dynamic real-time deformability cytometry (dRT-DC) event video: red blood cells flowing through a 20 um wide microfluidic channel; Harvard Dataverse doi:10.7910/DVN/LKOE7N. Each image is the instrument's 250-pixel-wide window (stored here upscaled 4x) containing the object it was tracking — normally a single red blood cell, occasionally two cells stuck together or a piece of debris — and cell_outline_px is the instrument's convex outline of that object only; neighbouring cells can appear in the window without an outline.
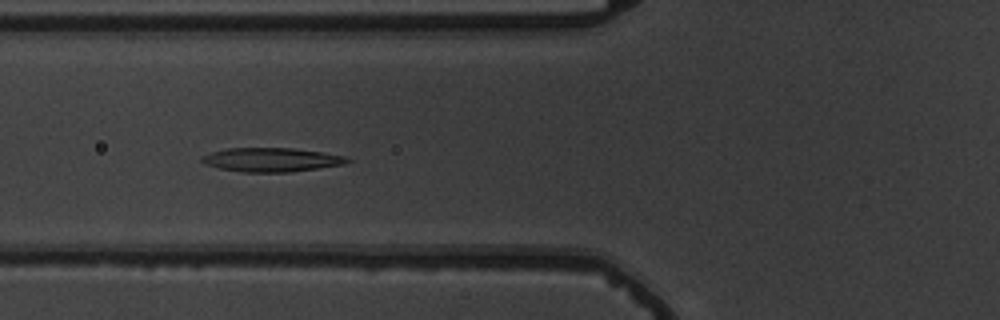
{"species": "common noctule bat (a hibernating species)", "species_latin": "Nyctalus noctula", "temperature_condition": "warm", "stored_images_in_passage": 9, "camera_frame_rate_fps": 3000, "um_per_image_px": 0.085, "animal": {"sex": "male", "body_mass_g": 19.5, "forearm_length_mm": 54.6}, "frame": {"image": 1, "passage_image": 6, "time_ms": 5.667, "image_size_px": [1000, 320], "cell_outline_px": [[352, 160], [344, 164], [288, 172], [244, 172], [220, 168], [204, 164], [200, 160], [200, 156], [212, 152], [228, 148], [292, 148], [324, 152], [344, 156]], "centroid_in_image_um": [23.04, 13.57], "position_along_channel_um": 102.8, "area_um2": 20.17}}
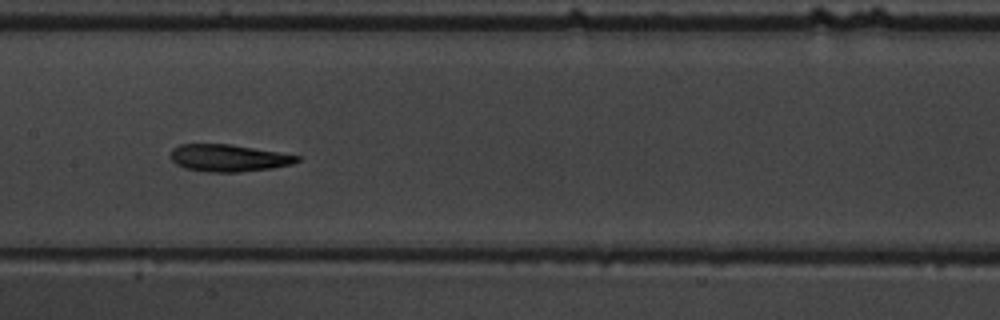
{"frame": {"image": 2, "passage_image": 8, "time_ms": 8.0, "image_size_px": [1000, 320], "cell_outline_px": [[300, 160], [292, 164], [272, 168], [240, 172], [212, 172], [188, 168], [176, 164], [172, 160], [172, 148], [180, 144], [232, 144], [300, 156]], "centroid_in_image_um": [19.45, 13.42], "position_along_channel_um": 188.0, "area_um2": 19.77}}
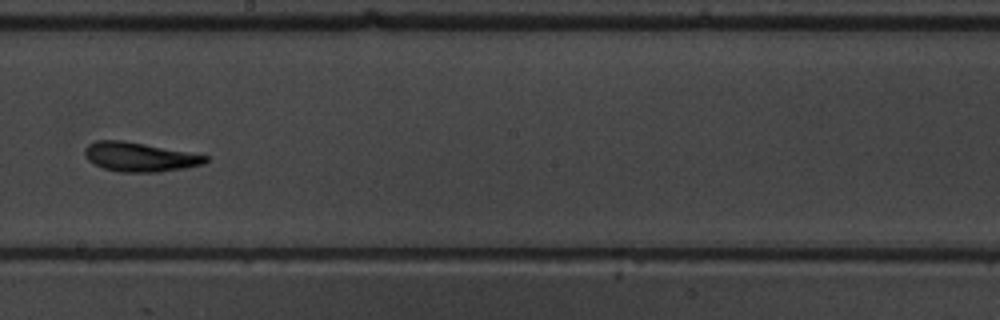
{"frame": {"image": 3, "passage_image": 9, "time_ms": 9.333, "image_size_px": [1000, 320], "cell_outline_px": [[208, 160], [204, 164], [184, 168], [156, 172], [120, 172], [104, 168], [88, 160], [84, 156], [84, 148], [88, 144], [96, 140], [120, 140], [144, 144], [208, 156]], "centroid_in_image_um": [11.83, 13.34], "position_along_channel_um": 236.4, "area_um2": 20.29}}